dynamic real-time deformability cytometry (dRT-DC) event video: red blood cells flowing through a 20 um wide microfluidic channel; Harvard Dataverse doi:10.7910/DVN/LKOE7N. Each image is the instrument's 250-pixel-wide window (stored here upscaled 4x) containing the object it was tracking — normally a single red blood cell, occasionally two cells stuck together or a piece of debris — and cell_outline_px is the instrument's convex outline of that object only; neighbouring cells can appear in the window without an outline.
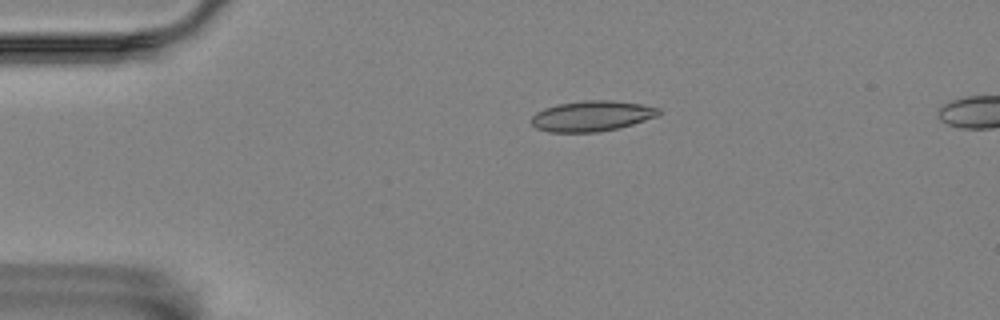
{"species": "Egyptian fruit bat (a non-hibernating species)", "species_latin": "Rousettus aegyptiacus", "temperature_condition": "room temperature", "stored_images_in_passage": 39, "camera_frame_rate_fps": 3000, "um_per_image_px": 0.085, "animal": {"sex": "female"}, "frame": {"image": 1, "passage_image": 12, "time_ms": 3.667, "image_size_px": [1000, 320], "cell_outline_px": [[664, 112], [656, 116], [620, 128], [596, 132], [548, 132], [536, 128], [532, 124], [532, 116], [536, 112], [544, 108], [556, 104], [584, 100], [612, 100], [640, 104], [660, 108]], "centroid_in_image_um": [50.3, 9.86], "position_along_channel_um": 34.7, "area_um2": 22.72}}
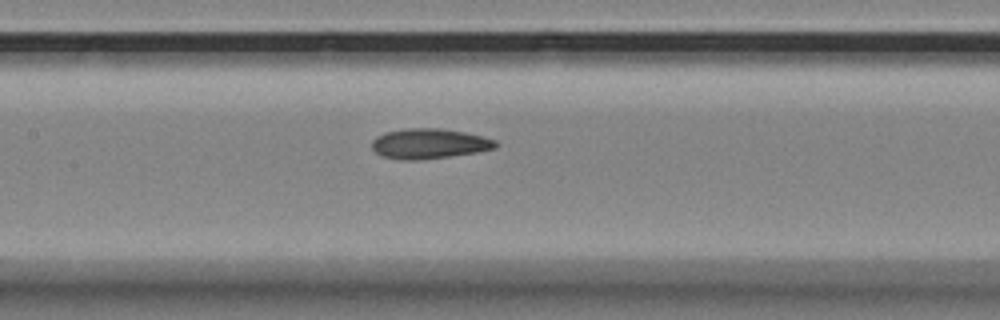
{"frame": {"image": 2, "passage_image": 27, "time_ms": 8.667, "image_size_px": [1000, 320], "cell_outline_px": [[496, 148], [476, 152], [448, 156], [416, 160], [400, 160], [384, 156], [376, 152], [372, 148], [372, 140], [376, 136], [384, 132], [408, 128], [440, 128], [464, 132], [496, 140]], "centroid_in_image_um": [36.44, 12.2], "position_along_channel_um": 171.0, "area_um2": 21.5}}
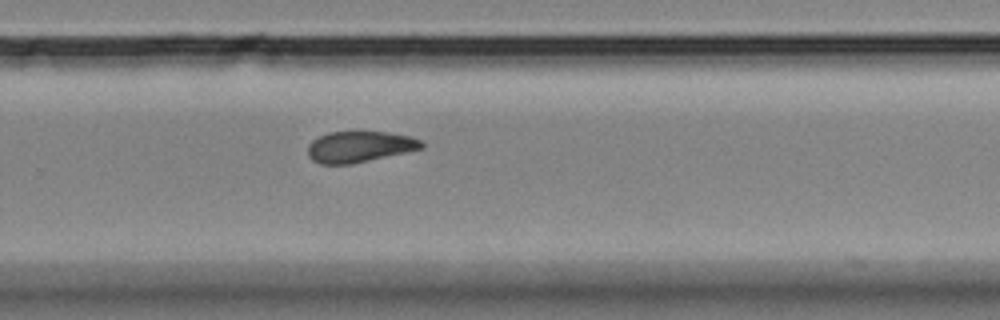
{"frame": {"image": 3, "passage_image": 38, "time_ms": 12.333, "image_size_px": [1000, 320], "cell_outline_px": [[424, 148], [352, 164], [320, 164], [312, 160], [308, 156], [308, 144], [312, 140], [328, 132], [388, 132], [408, 136], [420, 140], [424, 144]], "centroid_in_image_um": [30.53, 12.48], "position_along_channel_um": 299.3, "area_um2": 20.52}}